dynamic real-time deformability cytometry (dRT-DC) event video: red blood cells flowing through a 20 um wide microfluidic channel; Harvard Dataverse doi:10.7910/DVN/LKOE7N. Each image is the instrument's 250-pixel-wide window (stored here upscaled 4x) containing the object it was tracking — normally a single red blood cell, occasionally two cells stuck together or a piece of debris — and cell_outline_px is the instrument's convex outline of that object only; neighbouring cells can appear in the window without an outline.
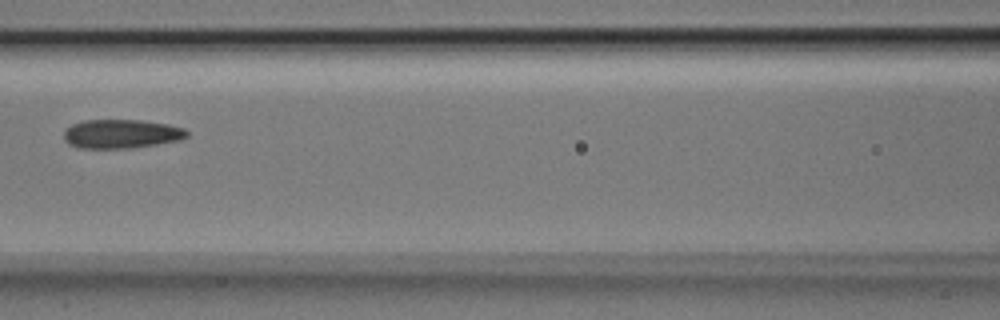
{"species": "Egyptian fruit bat (a non-hibernating species)", "species_latin": "Rousettus aegyptiacus", "temperature_condition": "room temperature", "stored_images_in_passage": 8, "camera_frame_rate_fps": 3000, "um_per_image_px": 0.085, "animal": {"sex": "male"}, "frame": {"image": 1, "passage_image": 7, "time_ms": 2.0, "image_size_px": [1000, 320], "cell_outline_px": [[188, 136], [180, 140], [132, 148], [80, 148], [68, 144], [64, 140], [64, 128], [72, 124], [84, 120], [144, 120], [168, 124], [184, 128], [188, 132]], "centroid_in_image_um": [10.3, 11.37], "position_along_channel_um": 156.3, "area_um2": 20.92}}
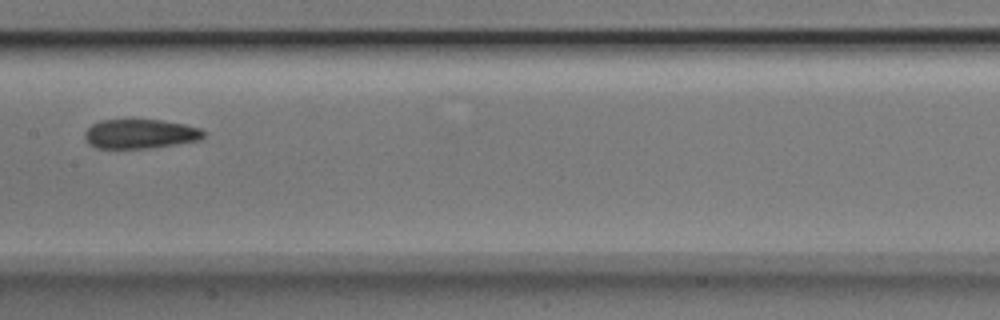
{"frame": {"image": 2, "passage_image": 8, "time_ms": 2.333, "image_size_px": [1000, 320], "cell_outline_px": [[204, 136], [200, 140], [152, 148], [96, 148], [88, 144], [84, 140], [84, 132], [92, 124], [100, 120], [160, 120], [184, 124], [200, 128], [204, 132]], "centroid_in_image_um": [11.88, 11.39], "position_along_channel_um": 195.5, "area_um2": 20.4}}